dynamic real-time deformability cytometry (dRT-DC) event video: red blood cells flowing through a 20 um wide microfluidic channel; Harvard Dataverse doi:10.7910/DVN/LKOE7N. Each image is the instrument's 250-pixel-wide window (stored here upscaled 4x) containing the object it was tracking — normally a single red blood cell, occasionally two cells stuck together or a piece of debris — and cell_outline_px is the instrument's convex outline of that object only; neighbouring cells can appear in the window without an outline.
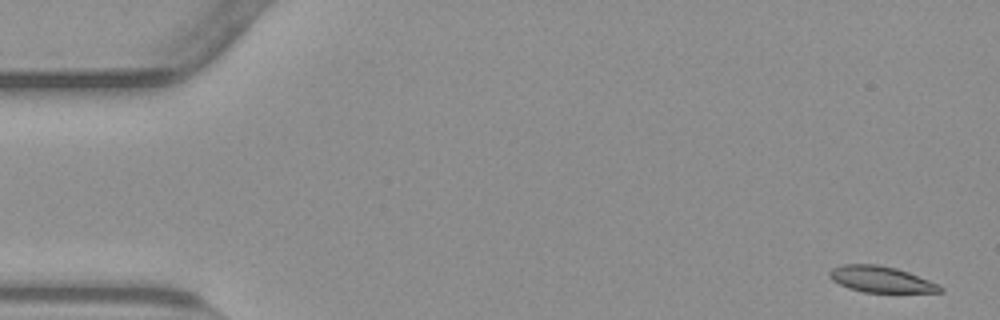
{"species": "common noctule bat (a hibernating species)", "species_latin": "Nyctalus noctula", "temperature_condition": "warm", "stored_images_in_passage": 53, "camera_frame_rate_fps": 3000, "um_per_image_px": 0.085, "animal": {"sex": "male", "body_mass_g": 23.1, "forearm_length_mm": 52.7}, "frame": {"image": 1, "passage_image": 1, "time_ms": 0.0, "image_size_px": [1000, 320], "cell_outline_px": [[944, 292], [864, 292], [848, 288], [832, 280], [828, 276], [828, 272], [832, 268], [840, 264], [876, 264], [896, 268], [908, 272], [940, 284], [944, 288]], "centroid_in_image_um": [74.88, 23.74], "position_along_channel_um": 10.1, "area_um2": 16.94}}
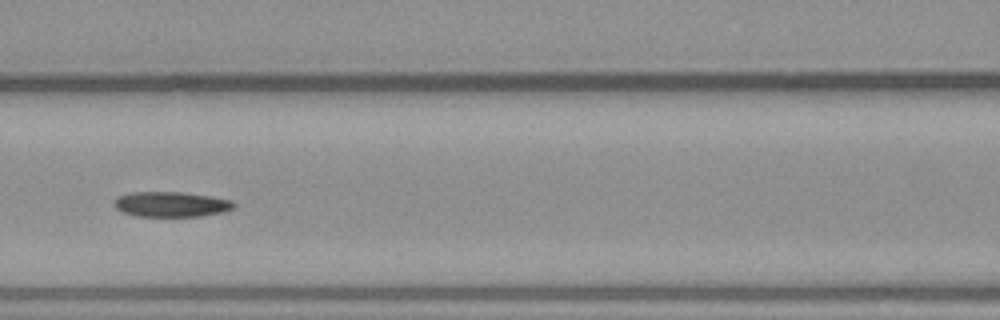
{"frame": {"image": 2, "passage_image": 23, "time_ms": 7.333, "image_size_px": [1000, 320], "cell_outline_px": [[236, 204], [232, 208], [220, 212], [204, 216], [136, 216], [124, 212], [116, 208], [112, 204], [120, 196], [132, 192], [184, 192], [232, 200]], "centroid_in_image_um": [14.55, 17.36], "position_along_channel_um": 152.1, "area_um2": 17.34}}
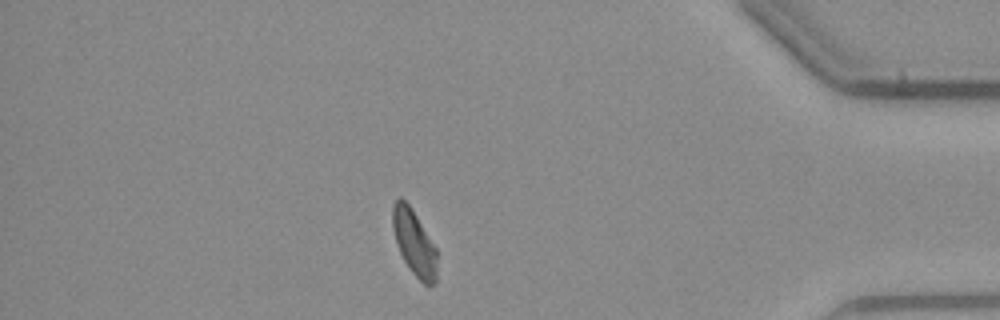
{"frame": {"image": 3, "passage_image": 46, "time_ms": 15.0, "image_size_px": [1000, 320], "cell_outline_px": [[436, 284], [424, 284], [412, 272], [404, 260], [396, 244], [392, 228], [392, 204], [400, 196], [408, 204], [416, 216], [436, 248]], "centroid_in_image_um": [35.18, 20.62], "position_along_channel_um": 400.0, "area_um2": 16.7}, "authors_computed_cell_mechanics": {"area_um2": 17.8602, "velocity_mm_per_s": 3.7921, "shape_relaxation_time_tau1_ms": 3.908, "shape_relaxation_time_tau2_ms": 6.3407, "deformation_change_tau1": 0.1078, "deformation_change_tau2": 0.0943}}